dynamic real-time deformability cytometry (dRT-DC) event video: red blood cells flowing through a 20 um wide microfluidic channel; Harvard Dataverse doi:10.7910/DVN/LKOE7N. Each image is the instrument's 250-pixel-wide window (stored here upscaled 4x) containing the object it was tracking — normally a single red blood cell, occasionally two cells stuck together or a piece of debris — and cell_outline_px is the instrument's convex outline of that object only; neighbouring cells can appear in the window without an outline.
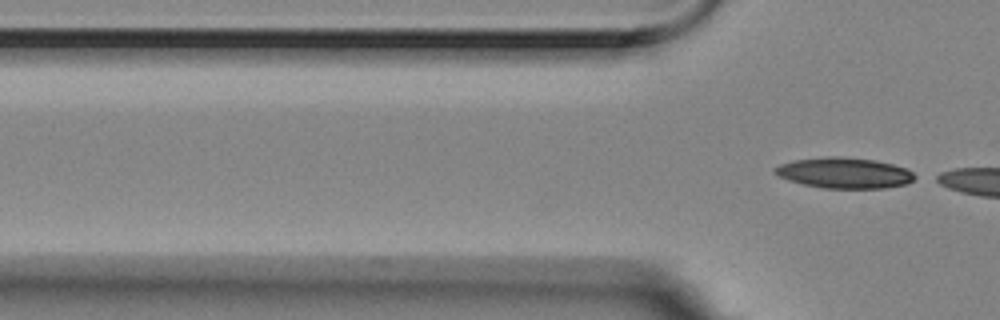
{"species": "Egyptian fruit bat (a non-hibernating species)", "species_latin": "Rousettus aegyptiacus", "temperature_condition": "room temperature", "stored_images_in_passage": 2, "camera_frame_rate_fps": 3000, "um_per_image_px": 0.085, "animal": {"sex": "female"}, "frame": {"image": 1, "passage_image": 2, "time_ms": 0.333, "image_size_px": [1000, 320], "cell_outline_px": [[920, 176], [904, 184], [884, 188], [824, 188], [804, 184], [788, 180], [772, 172], [772, 168], [780, 164], [792, 160], [828, 156], [836, 156], [876, 160], [892, 164], [904, 168]], "centroid_in_image_um": [71.74, 14.69], "position_along_channel_um": 54.1, "area_um2": 25.03}}